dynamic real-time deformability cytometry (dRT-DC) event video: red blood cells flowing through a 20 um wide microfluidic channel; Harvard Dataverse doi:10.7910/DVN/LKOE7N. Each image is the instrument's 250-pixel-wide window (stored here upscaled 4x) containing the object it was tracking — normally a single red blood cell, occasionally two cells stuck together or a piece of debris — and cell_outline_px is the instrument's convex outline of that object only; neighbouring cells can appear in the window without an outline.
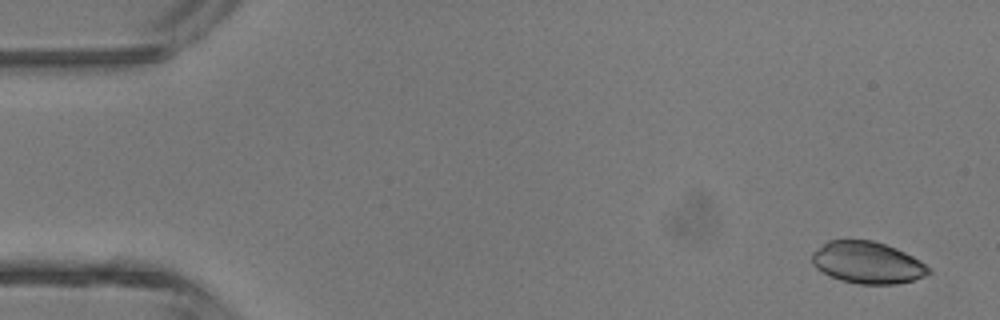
{"species": "common noctule bat (a hibernating species)", "species_latin": "Nyctalus noctula", "temperature_condition": "room temperature", "stored_images_in_passage": 46, "camera_frame_rate_fps": 3000, "um_per_image_px": 0.085, "animal": {"sex": "male", "body_mass_g": 13.3}, "frame": {"image": 1, "passage_image": 2, "time_ms": 0.333, "image_size_px": [1000, 320], "cell_outline_px": [[932, 272], [924, 276], [912, 280], [896, 284], [860, 284], [840, 280], [816, 268], [812, 264], [812, 252], [828, 240], [872, 240], [896, 248], [920, 260], [932, 268]], "centroid_in_image_um": [73.75, 22.32], "position_along_channel_um": 11.3, "area_um2": 28.38}}
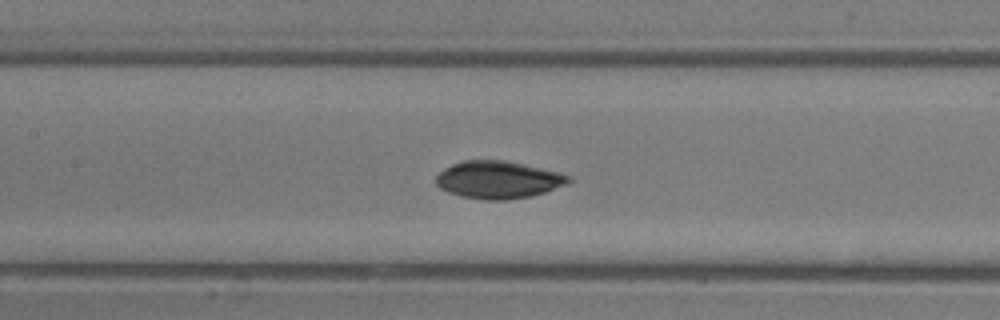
{"frame": {"image": 2, "passage_image": 21, "time_ms": 6.667, "image_size_px": [1000, 320], "cell_outline_px": [[572, 180], [568, 184], [532, 196], [504, 200], [484, 200], [460, 196], [448, 192], [440, 188], [436, 184], [436, 176], [444, 168], [452, 164], [464, 160], [504, 160], [524, 164], [572, 176]], "centroid_in_image_um": [42.34, 15.28], "position_along_channel_um": 165.1, "area_um2": 28.96}}
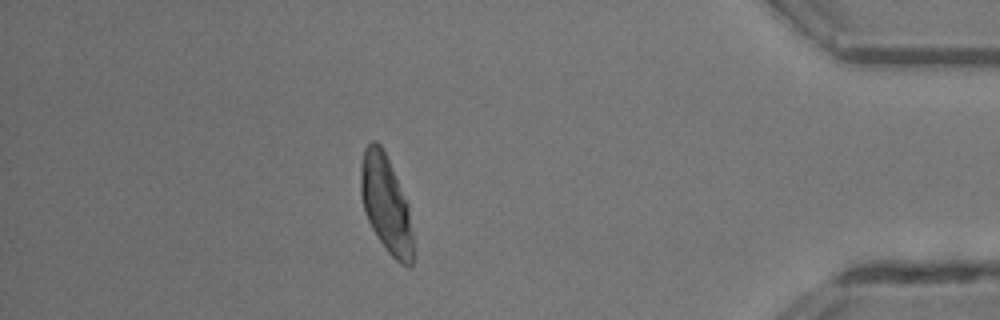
{"frame": {"image": 3, "passage_image": 40, "time_ms": 13.0, "image_size_px": [1000, 320], "cell_outline_px": [[412, 264], [408, 268], [400, 264], [388, 252], [372, 228], [368, 220], [364, 208], [360, 192], [360, 164], [364, 148], [372, 140], [376, 140], [384, 148], [408, 204], [412, 232]], "centroid_in_image_um": [32.79, 17.29], "position_along_channel_um": 402.4, "area_um2": 29.59}, "authors_computed_cell_mechanics": {"area_um2": 29.4491, "velocity_mm_per_s": 4.4783, "shape_relaxation_time_tau1_ms": 3.6333, "shape_relaxation_time_tau2_ms": 5.2598, "deformation_change_tau1": 0.187, "deformation_change_tau2": 0.0885}}